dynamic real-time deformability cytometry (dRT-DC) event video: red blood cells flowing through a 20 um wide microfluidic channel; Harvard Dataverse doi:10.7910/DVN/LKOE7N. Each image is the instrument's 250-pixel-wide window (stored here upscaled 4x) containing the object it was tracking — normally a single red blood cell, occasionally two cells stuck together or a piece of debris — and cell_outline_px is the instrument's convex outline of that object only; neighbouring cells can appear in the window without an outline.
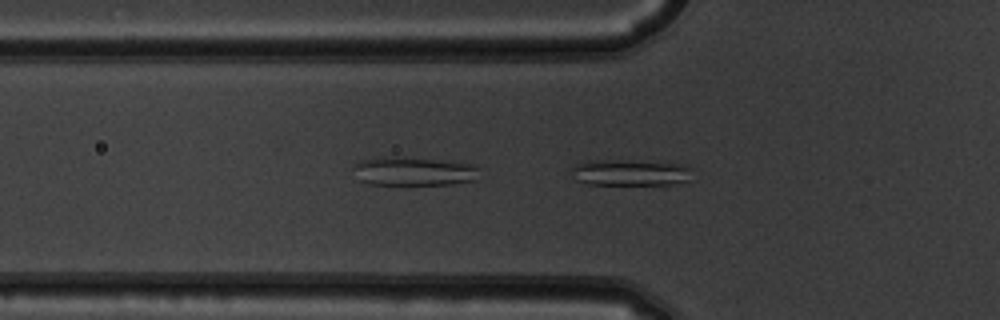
{"species": "common noctule bat (a hibernating species)", "species_latin": "Nyctalus noctula", "temperature_condition": "warm", "stored_images_in_passage": 50, "camera_frame_rate_fps": 3000, "um_per_image_px": 0.085, "animal": {"sex": "male", "body_mass_g": 19.5, "forearm_length_mm": 54.6}, "frame": {"image": 1, "passage_image": 18, "time_ms": 5.667, "image_size_px": [1000, 320], "cell_outline_px": [[692, 168], [688, 180], [672, 184], [588, 184], [576, 180], [568, 168], [576, 164], [588, 160], [620, 160], [684, 164]], "centroid_in_image_um": [53.51, 14.66], "position_along_channel_um": 72.3, "area_um2": 18.44}}
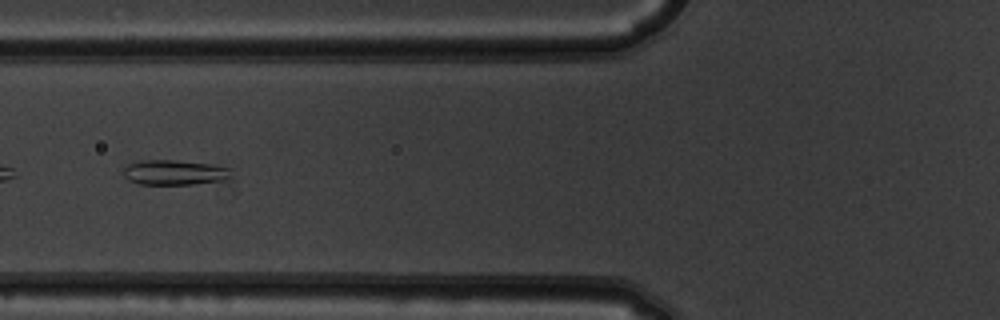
{"frame": {"image": 2, "passage_image": 21, "time_ms": 6.667, "image_size_px": [1000, 320], "cell_outline_px": [[232, 180], [192, 184], [140, 184], [128, 180], [124, 176], [124, 168], [128, 164], [140, 160], [172, 160], [212, 164], [228, 168], [232, 176]], "centroid_in_image_um": [14.87, 14.66], "position_along_channel_um": 110.9, "area_um2": 15.84}}
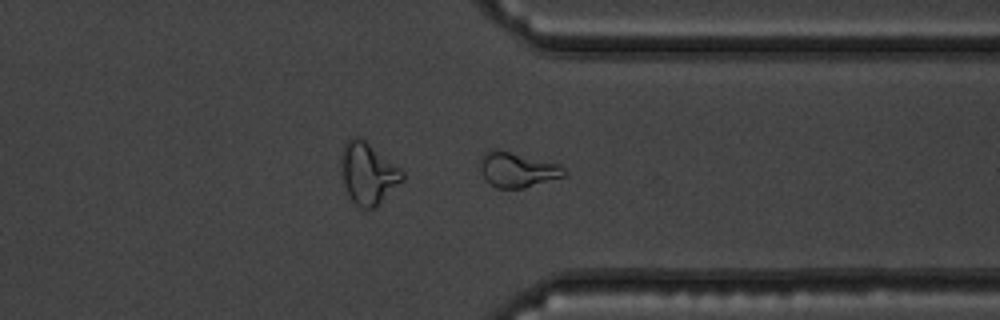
{"frame": {"image": 3, "passage_image": 41, "time_ms": 13.333, "image_size_px": [1000, 320], "cell_outline_px": [[568, 172], [564, 176], [524, 188], [496, 188], [484, 176], [480, 168], [480, 156], [488, 148], [496, 148], [560, 164]], "centroid_in_image_um": [43.97, 14.39], "position_along_channel_um": 367.4, "area_um2": 17.22}}